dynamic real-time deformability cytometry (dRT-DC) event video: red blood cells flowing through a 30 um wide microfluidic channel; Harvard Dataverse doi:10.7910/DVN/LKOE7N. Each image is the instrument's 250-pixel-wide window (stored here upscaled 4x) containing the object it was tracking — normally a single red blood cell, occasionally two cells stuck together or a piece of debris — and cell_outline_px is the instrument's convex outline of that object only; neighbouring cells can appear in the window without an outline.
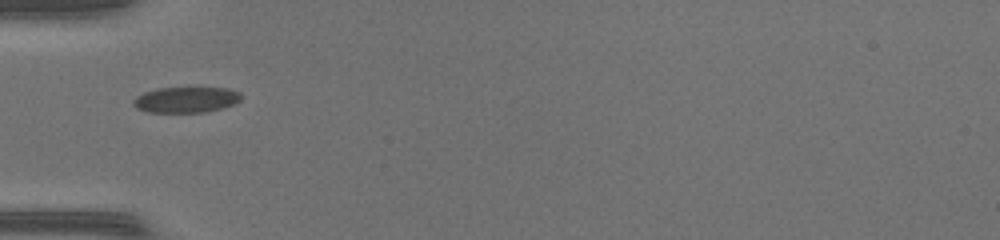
{"species": "common noctule bat (a hibernating species)", "species_latin": "Nyctalus noctula", "temperature_condition": "warm", "stored_images_in_passage": 32, "camera_frame_rate_fps": 3000, "um_per_image_px": 0.085, "animal": {"sex": "female", "body_mass_g": 17.0, "forearm_length_mm": 48.0}, "frame": {"image": 1, "passage_image": 1, "time_ms": 0.0, "image_size_px": [1000, 240], "cell_outline_px": [[240, 100], [236, 104], [224, 108], [204, 112], [148, 112], [136, 108], [132, 104], [132, 100], [136, 96], [144, 92], [156, 88], [228, 88], [240, 92]], "centroid_in_image_um": [15.8, 8.48], "position_along_channel_um": 69.2, "area_um2": 16.3}}
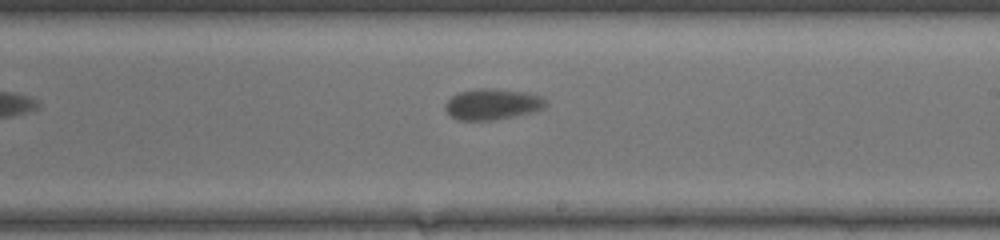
{"frame": {"image": 2, "passage_image": 14, "time_ms": 4.333, "image_size_px": [1000, 240], "cell_outline_px": [[548, 104], [544, 108], [532, 112], [492, 120], [460, 120], [452, 116], [444, 108], [444, 104], [452, 96], [460, 92], [476, 88], [492, 88], [524, 92], [540, 96], [548, 100]], "centroid_in_image_um": [41.86, 8.85], "position_along_channel_um": 247.1, "area_um2": 18.03}}
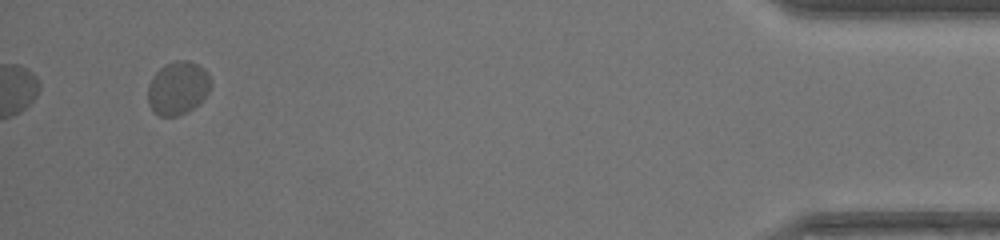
{"frame": {"image": 3, "passage_image": 32, "time_ms": 10.333, "image_size_px": [1000, 240], "cell_outline_px": [[212, 80], [208, 92], [188, 112], [180, 116], [160, 116], [148, 104], [148, 84], [152, 76], [164, 64], [176, 60], [188, 60], [200, 64], [208, 72]], "centroid_in_image_um": [15.12, 7.45], "position_along_channel_um": 420.1, "area_um2": 19.65}, "authors_computed_cell_mechanics": {"area_um2": 18.496, "velocity_mm_per_s": 4.1243, "shape_relaxation_time_tau1_ms": 0.7741, "shape_relaxation_time_tau2_ms": 0.6936, "deformation_change_tau1": 0.0679, "deformation_change_tau2": 0.0392}}